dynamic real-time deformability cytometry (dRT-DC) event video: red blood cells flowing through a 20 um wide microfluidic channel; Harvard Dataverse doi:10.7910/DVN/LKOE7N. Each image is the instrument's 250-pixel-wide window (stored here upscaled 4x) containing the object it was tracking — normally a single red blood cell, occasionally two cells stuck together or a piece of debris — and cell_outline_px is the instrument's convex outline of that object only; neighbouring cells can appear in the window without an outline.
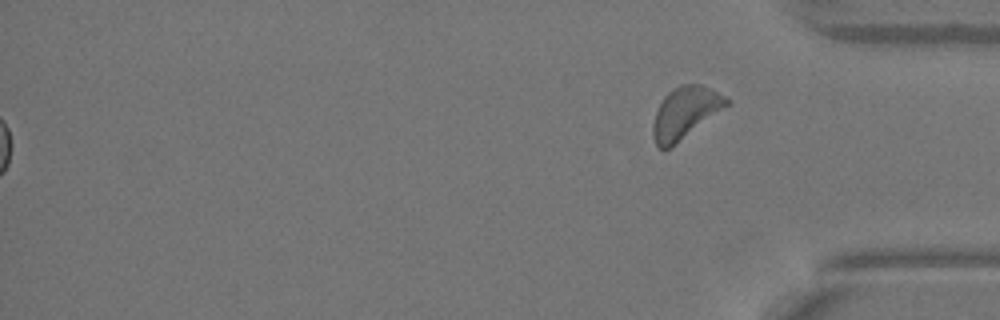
{"species": "Egyptian fruit bat (a non-hibernating species)", "species_latin": "Rousettus aegyptiacus", "temperature_condition": "warm", "stored_images_in_passage": 44, "segment_of_instrument_passage": [2, 2], "camera_frame_rate_fps": 3000, "um_per_image_px": 0.085, "animal": {"sex": "female"}, "frame": {"image": 1, "passage_image": 44, "time_ms": 14.333, "image_size_px": [1000, 320], "cell_outline_px": [[732, 104], [664, 152], [656, 148], [652, 136], [652, 124], [656, 112], [664, 96], [672, 88], [680, 84], [700, 84], [732, 100]], "centroid_in_image_um": [58.23, 9.62], "position_along_channel_um": 377.0, "area_um2": 22.54}}